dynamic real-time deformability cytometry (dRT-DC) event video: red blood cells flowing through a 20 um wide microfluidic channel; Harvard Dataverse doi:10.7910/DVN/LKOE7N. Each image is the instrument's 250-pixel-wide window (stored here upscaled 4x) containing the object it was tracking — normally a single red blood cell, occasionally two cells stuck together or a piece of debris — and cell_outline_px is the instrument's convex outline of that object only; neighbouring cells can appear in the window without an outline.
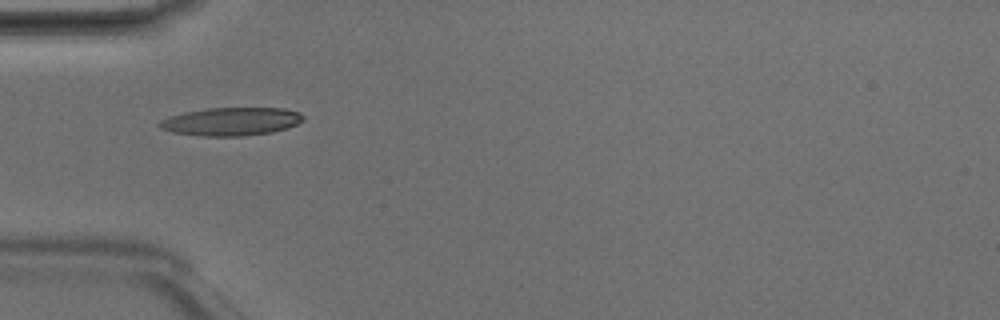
{"species": "Egyptian fruit bat (a non-hibernating species)", "species_latin": "Rousettus aegyptiacus", "temperature_condition": "room temperature", "stored_images_in_passage": 1, "camera_frame_rate_fps": 3000, "um_per_image_px": 0.085, "animal": {"sex": "male"}, "frame": {"image": 1, "passage_image": 1, "time_ms": 0.0, "image_size_px": [1000, 320], "cell_outline_px": [[304, 120], [288, 128], [272, 132], [240, 136], [204, 136], [172, 132], [160, 128], [156, 124], [160, 120], [168, 116], [184, 112], [208, 108], [284, 108], [300, 112], [304, 116]], "centroid_in_image_um": [19.64, 10.32], "position_along_channel_um": 65.4, "area_um2": 23.7}}